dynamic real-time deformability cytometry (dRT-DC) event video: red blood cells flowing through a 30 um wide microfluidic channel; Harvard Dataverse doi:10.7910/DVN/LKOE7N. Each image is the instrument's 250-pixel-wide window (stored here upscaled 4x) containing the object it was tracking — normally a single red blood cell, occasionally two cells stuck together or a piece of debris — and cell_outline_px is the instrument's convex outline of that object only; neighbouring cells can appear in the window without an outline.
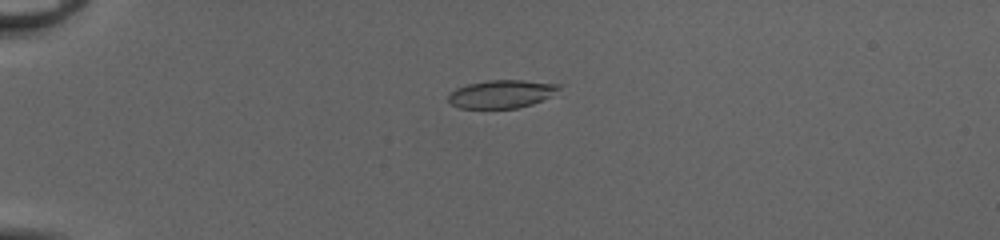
{"species": "common noctule bat (a hibernating species)", "species_latin": "Nyctalus noctula", "temperature_condition": "cold", "stored_images_in_passage": 49, "camera_frame_rate_fps": 3000, "um_per_image_px": 0.085, "animal": {"sex": "female", "body_mass_g": 20.0, "forearm_length_mm": 54.0}, "frame": {"image": 1, "passage_image": 12, "time_ms": 3.667, "image_size_px": [1000, 240], "cell_outline_px": [[564, 84], [560, 88], [548, 96], [532, 104], [516, 108], [460, 108], [452, 104], [448, 100], [448, 96], [456, 88], [468, 84], [488, 80], [524, 80]], "centroid_in_image_um": [42.63, 7.98], "position_along_channel_um": 42.4, "area_um2": 17.92}}
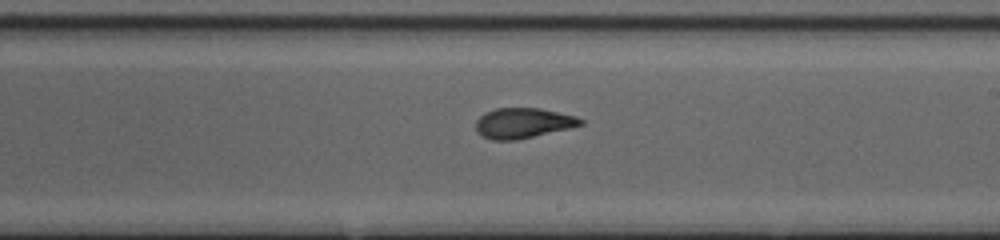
{"frame": {"image": 2, "passage_image": 30, "time_ms": 9.667, "image_size_px": [1000, 240], "cell_outline_px": [[584, 124], [568, 128], [516, 140], [492, 140], [476, 132], [476, 120], [484, 112], [496, 108], [540, 108], [576, 116], [584, 120]], "centroid_in_image_um": [44.44, 10.45], "position_along_channel_um": 244.6, "area_um2": 18.38}}
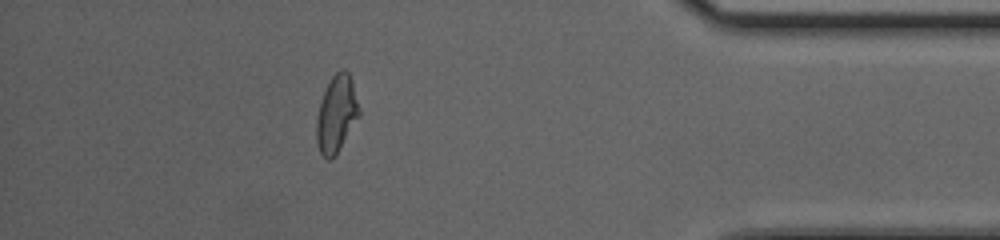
{"frame": {"image": 3, "passage_image": 44, "time_ms": 14.333, "image_size_px": [1000, 240], "cell_outline_px": [[360, 116], [336, 156], [328, 160], [320, 152], [316, 140], [316, 116], [324, 92], [332, 76], [340, 68], [344, 68], [348, 72], [352, 80], [360, 112]], "centroid_in_image_um": [28.61, 9.7], "position_along_channel_um": 406.6, "area_um2": 19.19}, "authors_computed_cell_mechanics": {"area_um2": 18.9584, "velocity_mm_per_s": 4.1828, "shape_relaxation_time_tau1_ms": 4.8312, "shape_relaxation_time_tau2_ms": 1.1961, "deformation_change_tau1": 0.2001, "deformation_change_tau2": 0.0828}}